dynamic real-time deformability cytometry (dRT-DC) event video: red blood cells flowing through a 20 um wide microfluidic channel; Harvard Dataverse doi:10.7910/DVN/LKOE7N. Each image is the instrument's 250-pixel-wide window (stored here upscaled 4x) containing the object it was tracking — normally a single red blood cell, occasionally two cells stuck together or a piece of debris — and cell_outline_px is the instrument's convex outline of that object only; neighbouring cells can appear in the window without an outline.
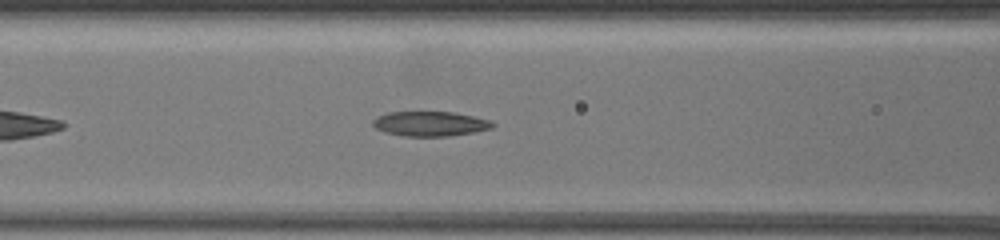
{"species": "common noctule bat (a hibernating species)", "species_latin": "Nyctalus noctula", "temperature_condition": "warm", "stored_images_in_passage": 9, "camera_frame_rate_fps": 3000, "um_per_image_px": 0.085, "animal": {"sex": "female", "body_mass_g": 19.5, "forearm_length_mm": 54.1}, "frame": {"image": 1, "passage_image": 7, "time_ms": 2.333, "image_size_px": [1000, 240], "cell_outline_px": [[496, 124], [492, 128], [472, 132], [448, 136], [404, 136], [384, 132], [376, 128], [372, 124], [372, 120], [388, 112], [452, 112], [472, 116], [488, 120]], "centroid_in_image_um": [36.54, 10.52], "position_along_channel_um": 130.1, "area_um2": 17.05}}
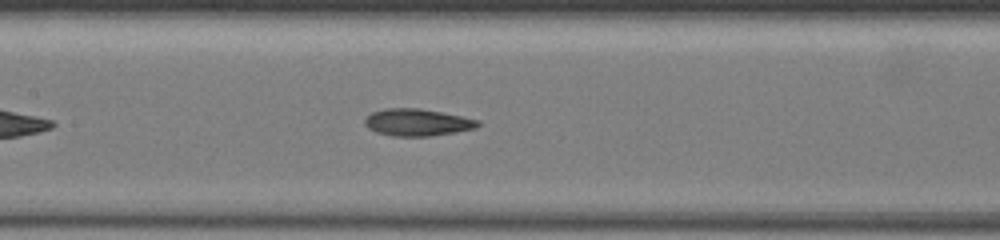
{"frame": {"image": 2, "passage_image": 9, "time_ms": 3.333, "image_size_px": [1000, 240], "cell_outline_px": [[480, 124], [476, 128], [428, 136], [392, 136], [376, 132], [368, 128], [364, 124], [364, 120], [372, 112], [384, 108], [420, 108], [480, 120]], "centroid_in_image_um": [35.43, 10.39], "position_along_channel_um": 172.0, "area_um2": 17.69}}